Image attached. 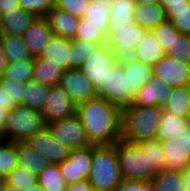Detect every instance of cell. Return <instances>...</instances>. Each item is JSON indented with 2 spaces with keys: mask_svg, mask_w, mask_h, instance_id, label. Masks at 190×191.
Masks as SVG:
<instances>
[{
  "mask_svg": "<svg viewBox=\"0 0 190 191\" xmlns=\"http://www.w3.org/2000/svg\"><path fill=\"white\" fill-rule=\"evenodd\" d=\"M50 86L31 80L25 84L23 106L41 111L44 101L49 93Z\"/></svg>",
  "mask_w": 190,
  "mask_h": 191,
  "instance_id": "cell-32",
  "label": "cell"
},
{
  "mask_svg": "<svg viewBox=\"0 0 190 191\" xmlns=\"http://www.w3.org/2000/svg\"><path fill=\"white\" fill-rule=\"evenodd\" d=\"M101 44L71 39V69H81L83 63L92 55Z\"/></svg>",
  "mask_w": 190,
  "mask_h": 191,
  "instance_id": "cell-34",
  "label": "cell"
},
{
  "mask_svg": "<svg viewBox=\"0 0 190 191\" xmlns=\"http://www.w3.org/2000/svg\"><path fill=\"white\" fill-rule=\"evenodd\" d=\"M93 186L88 179L78 181L76 183L67 184L66 191H91Z\"/></svg>",
  "mask_w": 190,
  "mask_h": 191,
  "instance_id": "cell-48",
  "label": "cell"
},
{
  "mask_svg": "<svg viewBox=\"0 0 190 191\" xmlns=\"http://www.w3.org/2000/svg\"><path fill=\"white\" fill-rule=\"evenodd\" d=\"M185 191H190V164L182 171Z\"/></svg>",
  "mask_w": 190,
  "mask_h": 191,
  "instance_id": "cell-53",
  "label": "cell"
},
{
  "mask_svg": "<svg viewBox=\"0 0 190 191\" xmlns=\"http://www.w3.org/2000/svg\"><path fill=\"white\" fill-rule=\"evenodd\" d=\"M165 55L176 59L178 62L190 64V35L179 33L174 36L170 48L165 51Z\"/></svg>",
  "mask_w": 190,
  "mask_h": 191,
  "instance_id": "cell-37",
  "label": "cell"
},
{
  "mask_svg": "<svg viewBox=\"0 0 190 191\" xmlns=\"http://www.w3.org/2000/svg\"><path fill=\"white\" fill-rule=\"evenodd\" d=\"M166 16L180 33L190 35V4Z\"/></svg>",
  "mask_w": 190,
  "mask_h": 191,
  "instance_id": "cell-44",
  "label": "cell"
},
{
  "mask_svg": "<svg viewBox=\"0 0 190 191\" xmlns=\"http://www.w3.org/2000/svg\"><path fill=\"white\" fill-rule=\"evenodd\" d=\"M21 8L18 0H0V16Z\"/></svg>",
  "mask_w": 190,
  "mask_h": 191,
  "instance_id": "cell-49",
  "label": "cell"
},
{
  "mask_svg": "<svg viewBox=\"0 0 190 191\" xmlns=\"http://www.w3.org/2000/svg\"><path fill=\"white\" fill-rule=\"evenodd\" d=\"M134 1L136 2V5L159 3V0H134Z\"/></svg>",
  "mask_w": 190,
  "mask_h": 191,
  "instance_id": "cell-54",
  "label": "cell"
},
{
  "mask_svg": "<svg viewBox=\"0 0 190 191\" xmlns=\"http://www.w3.org/2000/svg\"><path fill=\"white\" fill-rule=\"evenodd\" d=\"M29 191H44L38 182L30 185Z\"/></svg>",
  "mask_w": 190,
  "mask_h": 191,
  "instance_id": "cell-56",
  "label": "cell"
},
{
  "mask_svg": "<svg viewBox=\"0 0 190 191\" xmlns=\"http://www.w3.org/2000/svg\"><path fill=\"white\" fill-rule=\"evenodd\" d=\"M111 10L112 0H90L89 6L82 18L85 19L87 24L101 26V31L107 36Z\"/></svg>",
  "mask_w": 190,
  "mask_h": 191,
  "instance_id": "cell-24",
  "label": "cell"
},
{
  "mask_svg": "<svg viewBox=\"0 0 190 191\" xmlns=\"http://www.w3.org/2000/svg\"><path fill=\"white\" fill-rule=\"evenodd\" d=\"M73 39L85 42H96L101 45L107 43V36L101 31V26H93L91 24H87L83 18H80Z\"/></svg>",
  "mask_w": 190,
  "mask_h": 191,
  "instance_id": "cell-38",
  "label": "cell"
},
{
  "mask_svg": "<svg viewBox=\"0 0 190 191\" xmlns=\"http://www.w3.org/2000/svg\"><path fill=\"white\" fill-rule=\"evenodd\" d=\"M122 179L150 182L156 174L148 166L147 149L138 144L118 140L115 143Z\"/></svg>",
  "mask_w": 190,
  "mask_h": 191,
  "instance_id": "cell-4",
  "label": "cell"
},
{
  "mask_svg": "<svg viewBox=\"0 0 190 191\" xmlns=\"http://www.w3.org/2000/svg\"><path fill=\"white\" fill-rule=\"evenodd\" d=\"M52 36V30L45 17H36L22 35L32 57H38L41 54Z\"/></svg>",
  "mask_w": 190,
  "mask_h": 191,
  "instance_id": "cell-17",
  "label": "cell"
},
{
  "mask_svg": "<svg viewBox=\"0 0 190 191\" xmlns=\"http://www.w3.org/2000/svg\"><path fill=\"white\" fill-rule=\"evenodd\" d=\"M91 145H112L121 140L122 110L101 96L76 105Z\"/></svg>",
  "mask_w": 190,
  "mask_h": 191,
  "instance_id": "cell-1",
  "label": "cell"
},
{
  "mask_svg": "<svg viewBox=\"0 0 190 191\" xmlns=\"http://www.w3.org/2000/svg\"><path fill=\"white\" fill-rule=\"evenodd\" d=\"M7 66H8V60L0 44V77L3 76V73L6 70Z\"/></svg>",
  "mask_w": 190,
  "mask_h": 191,
  "instance_id": "cell-52",
  "label": "cell"
},
{
  "mask_svg": "<svg viewBox=\"0 0 190 191\" xmlns=\"http://www.w3.org/2000/svg\"><path fill=\"white\" fill-rule=\"evenodd\" d=\"M14 107L15 106L11 102V99L7 97L5 91H3L0 85V108H3L7 111H11Z\"/></svg>",
  "mask_w": 190,
  "mask_h": 191,
  "instance_id": "cell-50",
  "label": "cell"
},
{
  "mask_svg": "<svg viewBox=\"0 0 190 191\" xmlns=\"http://www.w3.org/2000/svg\"><path fill=\"white\" fill-rule=\"evenodd\" d=\"M134 22L146 31H152L167 19L166 13L159 3L136 5Z\"/></svg>",
  "mask_w": 190,
  "mask_h": 191,
  "instance_id": "cell-23",
  "label": "cell"
},
{
  "mask_svg": "<svg viewBox=\"0 0 190 191\" xmlns=\"http://www.w3.org/2000/svg\"><path fill=\"white\" fill-rule=\"evenodd\" d=\"M88 180L95 189L115 191L122 180L115 144L92 145L91 173Z\"/></svg>",
  "mask_w": 190,
  "mask_h": 191,
  "instance_id": "cell-3",
  "label": "cell"
},
{
  "mask_svg": "<svg viewBox=\"0 0 190 191\" xmlns=\"http://www.w3.org/2000/svg\"><path fill=\"white\" fill-rule=\"evenodd\" d=\"M188 103L190 107V84L188 85Z\"/></svg>",
  "mask_w": 190,
  "mask_h": 191,
  "instance_id": "cell-58",
  "label": "cell"
},
{
  "mask_svg": "<svg viewBox=\"0 0 190 191\" xmlns=\"http://www.w3.org/2000/svg\"><path fill=\"white\" fill-rule=\"evenodd\" d=\"M71 39L52 36L38 57L53 62L64 71L71 69Z\"/></svg>",
  "mask_w": 190,
  "mask_h": 191,
  "instance_id": "cell-18",
  "label": "cell"
},
{
  "mask_svg": "<svg viewBox=\"0 0 190 191\" xmlns=\"http://www.w3.org/2000/svg\"><path fill=\"white\" fill-rule=\"evenodd\" d=\"M134 0H112L111 17L108 27H123L134 22Z\"/></svg>",
  "mask_w": 190,
  "mask_h": 191,
  "instance_id": "cell-30",
  "label": "cell"
},
{
  "mask_svg": "<svg viewBox=\"0 0 190 191\" xmlns=\"http://www.w3.org/2000/svg\"><path fill=\"white\" fill-rule=\"evenodd\" d=\"M187 121L188 119L163 111L155 139L160 143L176 139L184 132Z\"/></svg>",
  "mask_w": 190,
  "mask_h": 191,
  "instance_id": "cell-27",
  "label": "cell"
},
{
  "mask_svg": "<svg viewBox=\"0 0 190 191\" xmlns=\"http://www.w3.org/2000/svg\"><path fill=\"white\" fill-rule=\"evenodd\" d=\"M40 113L47 125L53 121L75 115L76 104L60 85L50 86L49 93Z\"/></svg>",
  "mask_w": 190,
  "mask_h": 191,
  "instance_id": "cell-12",
  "label": "cell"
},
{
  "mask_svg": "<svg viewBox=\"0 0 190 191\" xmlns=\"http://www.w3.org/2000/svg\"><path fill=\"white\" fill-rule=\"evenodd\" d=\"M64 70L42 57H34L33 80L48 86L59 85Z\"/></svg>",
  "mask_w": 190,
  "mask_h": 191,
  "instance_id": "cell-26",
  "label": "cell"
},
{
  "mask_svg": "<svg viewBox=\"0 0 190 191\" xmlns=\"http://www.w3.org/2000/svg\"><path fill=\"white\" fill-rule=\"evenodd\" d=\"M2 34V27H1V16H0V35Z\"/></svg>",
  "mask_w": 190,
  "mask_h": 191,
  "instance_id": "cell-59",
  "label": "cell"
},
{
  "mask_svg": "<svg viewBox=\"0 0 190 191\" xmlns=\"http://www.w3.org/2000/svg\"><path fill=\"white\" fill-rule=\"evenodd\" d=\"M164 56L165 51L159 45L153 32L146 31L131 57L153 67Z\"/></svg>",
  "mask_w": 190,
  "mask_h": 191,
  "instance_id": "cell-22",
  "label": "cell"
},
{
  "mask_svg": "<svg viewBox=\"0 0 190 191\" xmlns=\"http://www.w3.org/2000/svg\"><path fill=\"white\" fill-rule=\"evenodd\" d=\"M137 144L141 149H147L148 166H150L155 173H159L160 171L164 170L165 155L162 151V145L160 142L154 138L144 140Z\"/></svg>",
  "mask_w": 190,
  "mask_h": 191,
  "instance_id": "cell-36",
  "label": "cell"
},
{
  "mask_svg": "<svg viewBox=\"0 0 190 191\" xmlns=\"http://www.w3.org/2000/svg\"><path fill=\"white\" fill-rule=\"evenodd\" d=\"M146 30L136 23L123 27H108L107 44L117 59L130 57L142 41Z\"/></svg>",
  "mask_w": 190,
  "mask_h": 191,
  "instance_id": "cell-7",
  "label": "cell"
},
{
  "mask_svg": "<svg viewBox=\"0 0 190 191\" xmlns=\"http://www.w3.org/2000/svg\"><path fill=\"white\" fill-rule=\"evenodd\" d=\"M163 108L129 105L122 109L121 140L140 143L154 139L161 121Z\"/></svg>",
  "mask_w": 190,
  "mask_h": 191,
  "instance_id": "cell-2",
  "label": "cell"
},
{
  "mask_svg": "<svg viewBox=\"0 0 190 191\" xmlns=\"http://www.w3.org/2000/svg\"><path fill=\"white\" fill-rule=\"evenodd\" d=\"M172 87L159 77H153L146 85L141 87L131 105L140 107H163L170 96Z\"/></svg>",
  "mask_w": 190,
  "mask_h": 191,
  "instance_id": "cell-16",
  "label": "cell"
},
{
  "mask_svg": "<svg viewBox=\"0 0 190 191\" xmlns=\"http://www.w3.org/2000/svg\"><path fill=\"white\" fill-rule=\"evenodd\" d=\"M92 145L69 150L66 160L58 164L67 184L88 179L91 173Z\"/></svg>",
  "mask_w": 190,
  "mask_h": 191,
  "instance_id": "cell-10",
  "label": "cell"
},
{
  "mask_svg": "<svg viewBox=\"0 0 190 191\" xmlns=\"http://www.w3.org/2000/svg\"><path fill=\"white\" fill-rule=\"evenodd\" d=\"M37 182L44 191H66L67 183L61 175L58 164H49L37 175Z\"/></svg>",
  "mask_w": 190,
  "mask_h": 191,
  "instance_id": "cell-33",
  "label": "cell"
},
{
  "mask_svg": "<svg viewBox=\"0 0 190 191\" xmlns=\"http://www.w3.org/2000/svg\"><path fill=\"white\" fill-rule=\"evenodd\" d=\"M154 191H185L182 172L162 170L150 181Z\"/></svg>",
  "mask_w": 190,
  "mask_h": 191,
  "instance_id": "cell-31",
  "label": "cell"
},
{
  "mask_svg": "<svg viewBox=\"0 0 190 191\" xmlns=\"http://www.w3.org/2000/svg\"><path fill=\"white\" fill-rule=\"evenodd\" d=\"M46 126L40 111L27 106H15L9 111L4 127V140L25 141Z\"/></svg>",
  "mask_w": 190,
  "mask_h": 191,
  "instance_id": "cell-5",
  "label": "cell"
},
{
  "mask_svg": "<svg viewBox=\"0 0 190 191\" xmlns=\"http://www.w3.org/2000/svg\"><path fill=\"white\" fill-rule=\"evenodd\" d=\"M121 110L132 102V83L117 62L109 71L107 87L99 94Z\"/></svg>",
  "mask_w": 190,
  "mask_h": 191,
  "instance_id": "cell-9",
  "label": "cell"
},
{
  "mask_svg": "<svg viewBox=\"0 0 190 191\" xmlns=\"http://www.w3.org/2000/svg\"><path fill=\"white\" fill-rule=\"evenodd\" d=\"M5 181L22 191H29L30 185L37 182V175L17 166L9 173Z\"/></svg>",
  "mask_w": 190,
  "mask_h": 191,
  "instance_id": "cell-40",
  "label": "cell"
},
{
  "mask_svg": "<svg viewBox=\"0 0 190 191\" xmlns=\"http://www.w3.org/2000/svg\"><path fill=\"white\" fill-rule=\"evenodd\" d=\"M152 32L164 51L170 48L174 36L180 33L169 19L160 23Z\"/></svg>",
  "mask_w": 190,
  "mask_h": 191,
  "instance_id": "cell-41",
  "label": "cell"
},
{
  "mask_svg": "<svg viewBox=\"0 0 190 191\" xmlns=\"http://www.w3.org/2000/svg\"><path fill=\"white\" fill-rule=\"evenodd\" d=\"M25 141L45 156L50 164H60L68 157L69 149L55 139L47 126Z\"/></svg>",
  "mask_w": 190,
  "mask_h": 191,
  "instance_id": "cell-14",
  "label": "cell"
},
{
  "mask_svg": "<svg viewBox=\"0 0 190 191\" xmlns=\"http://www.w3.org/2000/svg\"><path fill=\"white\" fill-rule=\"evenodd\" d=\"M46 126L55 139L69 150L91 145L86 136L85 128L76 114L53 121Z\"/></svg>",
  "mask_w": 190,
  "mask_h": 191,
  "instance_id": "cell-8",
  "label": "cell"
},
{
  "mask_svg": "<svg viewBox=\"0 0 190 191\" xmlns=\"http://www.w3.org/2000/svg\"><path fill=\"white\" fill-rule=\"evenodd\" d=\"M164 157V170L182 172L190 164V121L184 132L176 139L161 143Z\"/></svg>",
  "mask_w": 190,
  "mask_h": 191,
  "instance_id": "cell-11",
  "label": "cell"
},
{
  "mask_svg": "<svg viewBox=\"0 0 190 191\" xmlns=\"http://www.w3.org/2000/svg\"><path fill=\"white\" fill-rule=\"evenodd\" d=\"M18 2L22 9L35 17H45L54 7V0H18Z\"/></svg>",
  "mask_w": 190,
  "mask_h": 191,
  "instance_id": "cell-43",
  "label": "cell"
},
{
  "mask_svg": "<svg viewBox=\"0 0 190 191\" xmlns=\"http://www.w3.org/2000/svg\"><path fill=\"white\" fill-rule=\"evenodd\" d=\"M153 74L172 88L190 84V64L178 62L166 55L153 66Z\"/></svg>",
  "mask_w": 190,
  "mask_h": 191,
  "instance_id": "cell-15",
  "label": "cell"
},
{
  "mask_svg": "<svg viewBox=\"0 0 190 191\" xmlns=\"http://www.w3.org/2000/svg\"><path fill=\"white\" fill-rule=\"evenodd\" d=\"M159 4L162 6L166 15L174 13V10H180L189 6L188 0H159Z\"/></svg>",
  "mask_w": 190,
  "mask_h": 191,
  "instance_id": "cell-47",
  "label": "cell"
},
{
  "mask_svg": "<svg viewBox=\"0 0 190 191\" xmlns=\"http://www.w3.org/2000/svg\"><path fill=\"white\" fill-rule=\"evenodd\" d=\"M118 62L108 44L101 45L81 67L83 74L95 86L98 95L107 87L108 71Z\"/></svg>",
  "mask_w": 190,
  "mask_h": 191,
  "instance_id": "cell-6",
  "label": "cell"
},
{
  "mask_svg": "<svg viewBox=\"0 0 190 191\" xmlns=\"http://www.w3.org/2000/svg\"><path fill=\"white\" fill-rule=\"evenodd\" d=\"M115 191H154L150 182L122 179Z\"/></svg>",
  "mask_w": 190,
  "mask_h": 191,
  "instance_id": "cell-46",
  "label": "cell"
},
{
  "mask_svg": "<svg viewBox=\"0 0 190 191\" xmlns=\"http://www.w3.org/2000/svg\"><path fill=\"white\" fill-rule=\"evenodd\" d=\"M0 44L5 52L8 63L34 59V57L30 55L23 37L20 35L2 33L0 35Z\"/></svg>",
  "mask_w": 190,
  "mask_h": 191,
  "instance_id": "cell-28",
  "label": "cell"
},
{
  "mask_svg": "<svg viewBox=\"0 0 190 191\" xmlns=\"http://www.w3.org/2000/svg\"><path fill=\"white\" fill-rule=\"evenodd\" d=\"M4 183H5V178L0 176V191H2V189L4 187Z\"/></svg>",
  "mask_w": 190,
  "mask_h": 191,
  "instance_id": "cell-57",
  "label": "cell"
},
{
  "mask_svg": "<svg viewBox=\"0 0 190 191\" xmlns=\"http://www.w3.org/2000/svg\"><path fill=\"white\" fill-rule=\"evenodd\" d=\"M0 85L3 91H5L7 97L11 99V102L14 104V106L23 104V95L25 91L24 83L10 80L9 78L1 76Z\"/></svg>",
  "mask_w": 190,
  "mask_h": 191,
  "instance_id": "cell-42",
  "label": "cell"
},
{
  "mask_svg": "<svg viewBox=\"0 0 190 191\" xmlns=\"http://www.w3.org/2000/svg\"><path fill=\"white\" fill-rule=\"evenodd\" d=\"M17 167L15 141H0V176L6 178Z\"/></svg>",
  "mask_w": 190,
  "mask_h": 191,
  "instance_id": "cell-39",
  "label": "cell"
},
{
  "mask_svg": "<svg viewBox=\"0 0 190 191\" xmlns=\"http://www.w3.org/2000/svg\"><path fill=\"white\" fill-rule=\"evenodd\" d=\"M17 166L31 174L38 175L50 163L40 152L31 147L27 141H15Z\"/></svg>",
  "mask_w": 190,
  "mask_h": 191,
  "instance_id": "cell-20",
  "label": "cell"
},
{
  "mask_svg": "<svg viewBox=\"0 0 190 191\" xmlns=\"http://www.w3.org/2000/svg\"><path fill=\"white\" fill-rule=\"evenodd\" d=\"M35 18L33 14L22 8L7 12L1 16L2 33L22 36Z\"/></svg>",
  "mask_w": 190,
  "mask_h": 191,
  "instance_id": "cell-25",
  "label": "cell"
},
{
  "mask_svg": "<svg viewBox=\"0 0 190 191\" xmlns=\"http://www.w3.org/2000/svg\"><path fill=\"white\" fill-rule=\"evenodd\" d=\"M34 59H25L20 62L8 63L3 77L26 84L33 80Z\"/></svg>",
  "mask_w": 190,
  "mask_h": 191,
  "instance_id": "cell-35",
  "label": "cell"
},
{
  "mask_svg": "<svg viewBox=\"0 0 190 191\" xmlns=\"http://www.w3.org/2000/svg\"><path fill=\"white\" fill-rule=\"evenodd\" d=\"M122 65L124 74H127L132 83V101L139 89L146 85L153 77V67L135 60L133 57H122L118 59Z\"/></svg>",
  "mask_w": 190,
  "mask_h": 191,
  "instance_id": "cell-19",
  "label": "cell"
},
{
  "mask_svg": "<svg viewBox=\"0 0 190 191\" xmlns=\"http://www.w3.org/2000/svg\"><path fill=\"white\" fill-rule=\"evenodd\" d=\"M9 111L0 108V141H4V127L6 123V119L8 118Z\"/></svg>",
  "mask_w": 190,
  "mask_h": 191,
  "instance_id": "cell-51",
  "label": "cell"
},
{
  "mask_svg": "<svg viewBox=\"0 0 190 191\" xmlns=\"http://www.w3.org/2000/svg\"><path fill=\"white\" fill-rule=\"evenodd\" d=\"M91 191H102V190L93 188Z\"/></svg>",
  "mask_w": 190,
  "mask_h": 191,
  "instance_id": "cell-60",
  "label": "cell"
},
{
  "mask_svg": "<svg viewBox=\"0 0 190 191\" xmlns=\"http://www.w3.org/2000/svg\"><path fill=\"white\" fill-rule=\"evenodd\" d=\"M2 191H22V190L18 189V188L15 187V186H12V185L8 184V183L5 181L4 187H3Z\"/></svg>",
  "mask_w": 190,
  "mask_h": 191,
  "instance_id": "cell-55",
  "label": "cell"
},
{
  "mask_svg": "<svg viewBox=\"0 0 190 191\" xmlns=\"http://www.w3.org/2000/svg\"><path fill=\"white\" fill-rule=\"evenodd\" d=\"M59 85L76 105L98 96L95 86L80 69L65 70Z\"/></svg>",
  "mask_w": 190,
  "mask_h": 191,
  "instance_id": "cell-13",
  "label": "cell"
},
{
  "mask_svg": "<svg viewBox=\"0 0 190 191\" xmlns=\"http://www.w3.org/2000/svg\"><path fill=\"white\" fill-rule=\"evenodd\" d=\"M54 36L73 39L80 18L70 13L53 7L45 16Z\"/></svg>",
  "mask_w": 190,
  "mask_h": 191,
  "instance_id": "cell-21",
  "label": "cell"
},
{
  "mask_svg": "<svg viewBox=\"0 0 190 191\" xmlns=\"http://www.w3.org/2000/svg\"><path fill=\"white\" fill-rule=\"evenodd\" d=\"M163 111L178 117L189 119L190 107L188 103V85L173 87Z\"/></svg>",
  "mask_w": 190,
  "mask_h": 191,
  "instance_id": "cell-29",
  "label": "cell"
},
{
  "mask_svg": "<svg viewBox=\"0 0 190 191\" xmlns=\"http://www.w3.org/2000/svg\"><path fill=\"white\" fill-rule=\"evenodd\" d=\"M89 3L90 0H54V7L64 10L72 16L82 18Z\"/></svg>",
  "mask_w": 190,
  "mask_h": 191,
  "instance_id": "cell-45",
  "label": "cell"
}]
</instances>
